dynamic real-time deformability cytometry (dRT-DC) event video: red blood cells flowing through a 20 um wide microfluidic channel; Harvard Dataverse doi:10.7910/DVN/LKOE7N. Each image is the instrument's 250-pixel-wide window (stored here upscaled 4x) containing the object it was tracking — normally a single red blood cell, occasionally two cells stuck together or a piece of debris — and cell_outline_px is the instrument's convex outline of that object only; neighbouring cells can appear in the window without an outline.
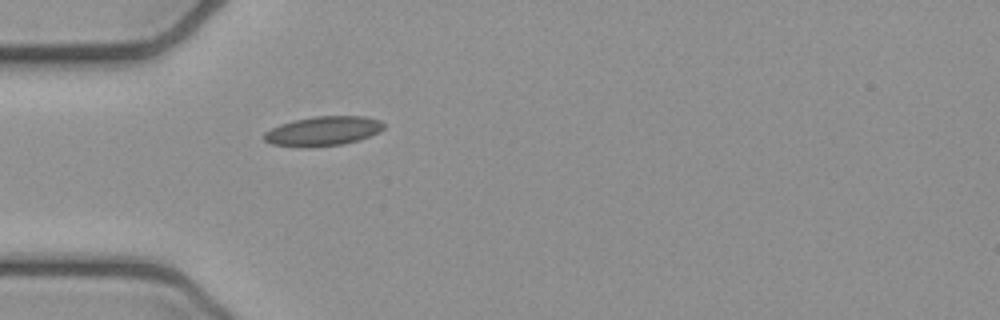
{"species": "common noctule bat (a hibernating species)", "species_latin": "Nyctalus noctula", "temperature_condition": "cold", "stored_images_in_passage": 37, "camera_frame_rate_fps": 3000, "um_per_image_px": 0.085, "animal": {"sex": "female", "body_mass_g": 21.9}, "frame": {"image": 1, "passage_image": 1, "time_ms": 0.0, "image_size_px": [1000, 320], "cell_outline_px": [[384, 128], [380, 132], [344, 144], [304, 148], [272, 144], [264, 140], [264, 132], [280, 124], [296, 120], [316, 116], [364, 116], [380, 120], [384, 124]], "centroid_in_image_um": [27.46, 11.15], "position_along_channel_um": 57.5, "area_um2": 20.46}}
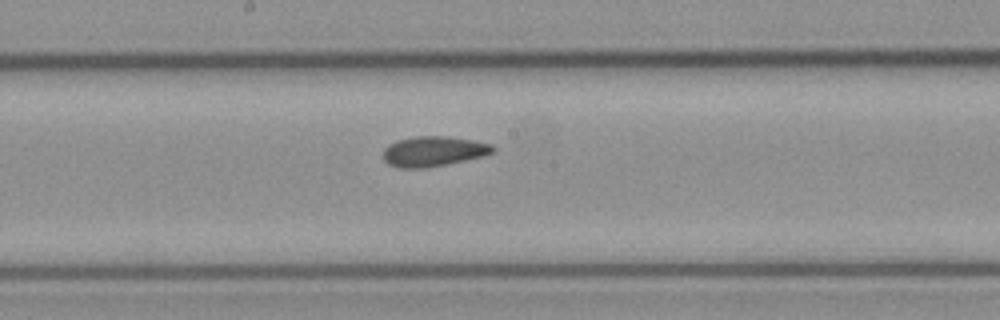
{"frame": {"image": 2, "passage_image": 13, "time_ms": 4.0, "image_size_px": [1000, 320], "cell_outline_px": [[496, 152], [484, 156], [424, 168], [396, 168], [388, 164], [384, 160], [384, 148], [388, 144], [396, 140], [416, 136], [448, 136], [472, 140], [492, 144], [496, 148]], "centroid_in_image_um": [36.84, 12.86], "position_along_channel_um": 211.4, "area_um2": 19.36}}
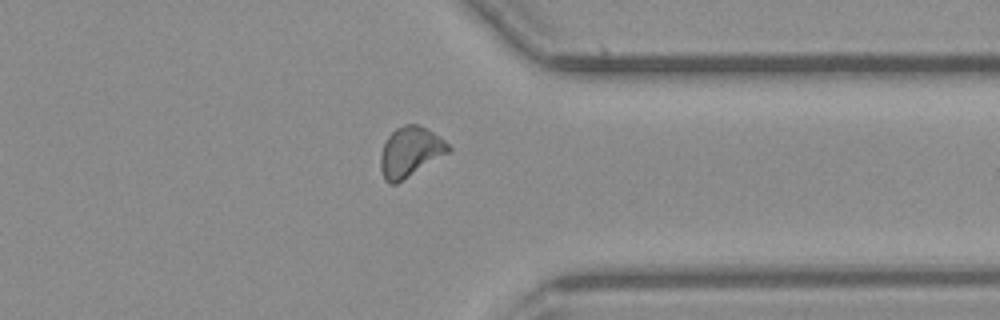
{"frame": {"image": 3, "passage_image": 26, "time_ms": 8.333, "image_size_px": [1000, 320], "cell_outline_px": [[452, 148], [448, 152], [396, 184], [388, 184], [384, 180], [380, 168], [380, 156], [384, 144], [388, 136], [396, 128], [404, 124], [416, 124], [440, 136]], "centroid_in_image_um": [34.83, 12.91], "position_along_channel_um": 376.6, "area_um2": 19.48}, "authors_computed_cell_mechanics": {"area_um2": 18.9584, "velocity_mm_per_s": 3.9251, "shape_relaxation_time_tau1_ms": null, "shape_relaxation_time_tau2_ms": 3.3709, "deformation_change_tau1": null, "deformation_change_tau2": 0.0748}}